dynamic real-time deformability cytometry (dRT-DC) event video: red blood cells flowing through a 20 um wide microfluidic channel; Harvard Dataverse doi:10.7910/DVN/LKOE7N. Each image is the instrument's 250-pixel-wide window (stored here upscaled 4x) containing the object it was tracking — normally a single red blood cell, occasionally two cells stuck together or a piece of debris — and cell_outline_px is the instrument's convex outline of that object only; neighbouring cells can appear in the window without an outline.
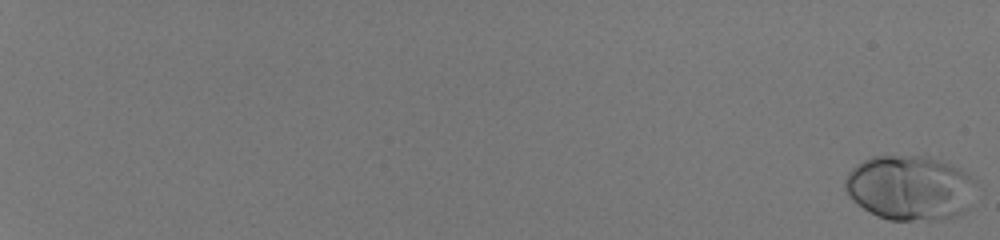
{"species": "human", "species_latin": "Homo sapiens", "temperature_condition": "room temperature", "stored_images_in_passage": 56, "camera_frame_rate_fps": 3000, "um_per_image_px": 0.085, "donor": {"sex": "male"}, "frame": {"image": 1, "passage_image": 1, "time_ms": 0.0, "image_size_px": [1000, 240], "cell_outline_px": [[976, 180], [968, 208], [964, 212], [956, 216], [940, 220], [888, 220], [876, 216], [852, 200], [844, 188], [844, 180], [848, 172], [856, 164], [872, 156], [924, 156], [940, 160], [960, 168]], "centroid_in_image_um": [77.33, 15.97], "position_along_channel_um": 7.7, "area_um2": 49.71}}
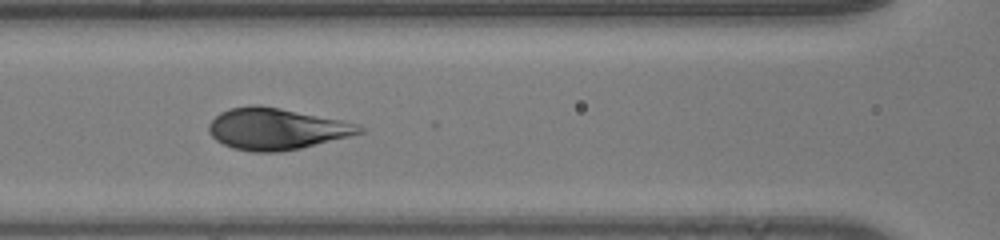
{"frame": {"image": 2, "passage_image": 32, "time_ms": 10.333, "image_size_px": [1000, 240], "cell_outline_px": [[368, 132], [300, 148], [280, 152], [252, 152], [232, 148], [216, 140], [208, 132], [208, 124], [220, 112], [228, 108], [252, 104], [260, 104], [360, 124], [368, 128]], "centroid_in_image_um": [23.52, 10.95], "position_along_channel_um": 143.1, "area_um2": 36.76}}
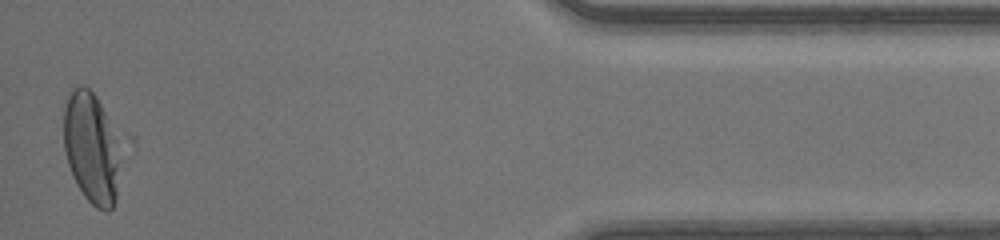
{"frame": {"image": 3, "passage_image": 56, "time_ms": 18.333, "image_size_px": [1000, 240], "cell_outline_px": [[116, 200], [112, 208], [108, 212], [104, 212], [96, 208], [84, 196], [76, 184], [72, 176], [68, 164], [64, 148], [64, 108], [68, 96], [72, 88], [80, 84], [84, 84], [96, 96], [104, 112], [112, 136], [116, 164]], "centroid_in_image_um": [7.65, 12.59], "position_along_channel_um": 427.5, "area_um2": 35.03}, "authors_computed_cell_mechanics": {"area_um2": 39.6797, "velocity_mm_per_s": 4.1572, "shape_relaxation_time_tau1_ms": 2.7287, "shape_relaxation_time_tau2_ms": null, "deformation_change_tau1": 0.1569, "deformation_change_tau2": null}}